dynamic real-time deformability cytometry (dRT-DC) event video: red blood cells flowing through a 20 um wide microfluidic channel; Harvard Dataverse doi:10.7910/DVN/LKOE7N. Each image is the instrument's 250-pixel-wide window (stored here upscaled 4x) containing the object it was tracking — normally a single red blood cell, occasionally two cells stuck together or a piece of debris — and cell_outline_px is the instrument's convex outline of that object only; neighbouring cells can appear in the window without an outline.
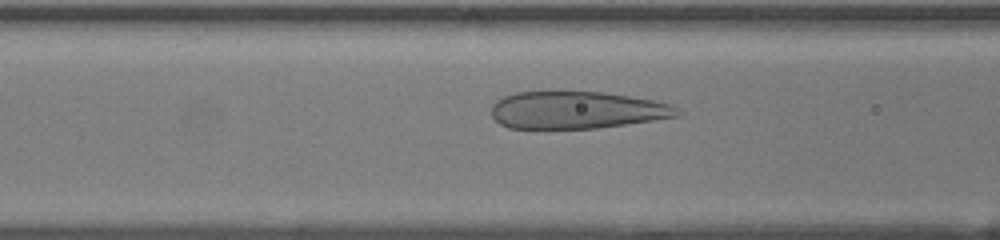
{"species": "human", "species_latin": "Homo sapiens", "temperature_condition": "room temperature", "stored_images_in_passage": 27, "camera_frame_rate_fps": 3000, "um_per_image_px": 0.085, "donor": {"sex": "female"}, "frame": {"image": 1, "passage_image": 5, "time_ms": 1.333, "image_size_px": [1000, 240], "cell_outline_px": [[684, 112], [680, 116], [596, 128], [508, 128], [500, 124], [492, 116], [492, 104], [496, 100], [504, 96], [516, 92], [604, 92], [652, 100], [672, 104]], "centroid_in_image_um": [49.04, 9.35], "position_along_channel_um": 117.6, "area_um2": 40.29}}
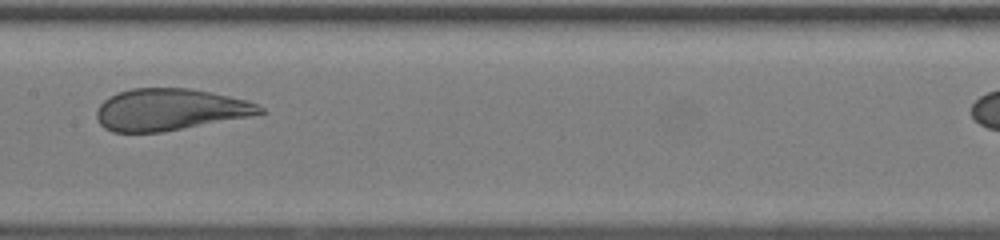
{"frame": {"image": 2, "passage_image": 10, "time_ms": 3.0, "image_size_px": [1000, 240], "cell_outline_px": [[268, 112], [248, 116], [160, 132], [112, 132], [104, 128], [100, 124], [96, 116], [96, 112], [100, 104], [104, 100], [116, 92], [132, 88], [188, 88], [248, 100], [264, 108]], "centroid_in_image_um": [14.39, 9.31], "position_along_channel_um": 193.0, "area_um2": 39.36}}
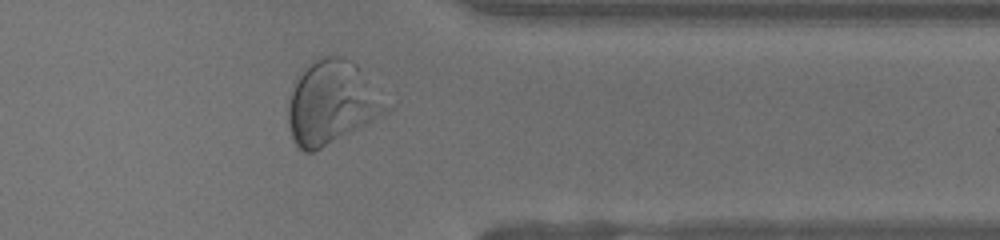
{"frame": {"image": 3, "passage_image": 23, "time_ms": 7.333, "image_size_px": [1000, 240], "cell_outline_px": [[392, 108], [364, 124], [320, 148], [312, 152], [304, 152], [296, 148], [288, 128], [288, 104], [292, 80], [296, 76], [320, 56], [340, 56], [356, 64], [360, 68]], "centroid_in_image_um": [28.12, 8.71], "position_along_channel_um": 383.3, "area_um2": 47.16}}